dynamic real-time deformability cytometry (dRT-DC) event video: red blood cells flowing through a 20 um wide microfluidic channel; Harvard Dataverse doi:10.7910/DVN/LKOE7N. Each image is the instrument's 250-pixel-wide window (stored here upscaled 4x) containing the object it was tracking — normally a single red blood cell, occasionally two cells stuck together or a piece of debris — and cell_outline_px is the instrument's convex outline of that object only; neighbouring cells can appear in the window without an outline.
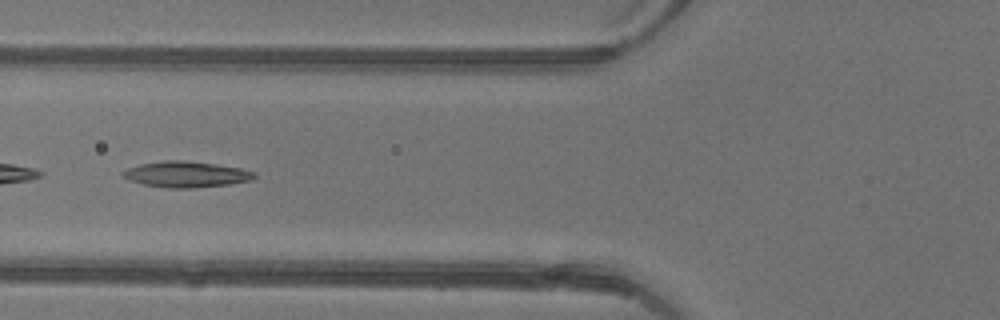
{"species": "common noctule bat (a hibernating species)", "species_latin": "Nyctalus noctula", "temperature_condition": "warm", "stored_images_in_passage": 32, "camera_frame_rate_fps": 3000, "um_per_image_px": 0.085, "animal": {"sex": "female"}, "frame": {"image": 1, "passage_image": 5, "time_ms": 1.333, "image_size_px": [1000, 320], "cell_outline_px": [[256, 176], [252, 180], [232, 184], [192, 188], [168, 188], [144, 184], [128, 180], [120, 176], [128, 168], [140, 164], [164, 160], [180, 160], [216, 164], [240, 168], [256, 172]], "centroid_in_image_um": [15.84, 14.82], "position_along_channel_um": 110.0, "area_um2": 19.88}}
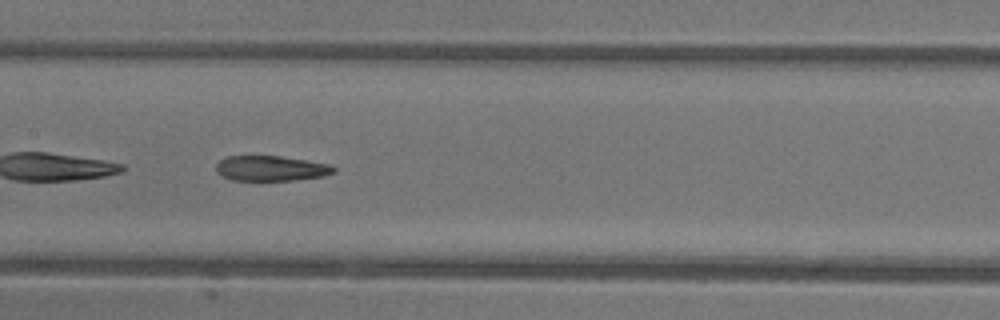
{"frame": {"image": 2, "passage_image": 10, "time_ms": 3.0, "image_size_px": [1000, 320], "cell_outline_px": [[336, 172], [324, 176], [296, 180], [232, 180], [220, 176], [216, 172], [216, 164], [220, 160], [228, 156], [280, 156], [328, 164], [336, 168]], "centroid_in_image_um": [23.01, 14.32], "position_along_channel_um": 184.4, "area_um2": 17.28}}
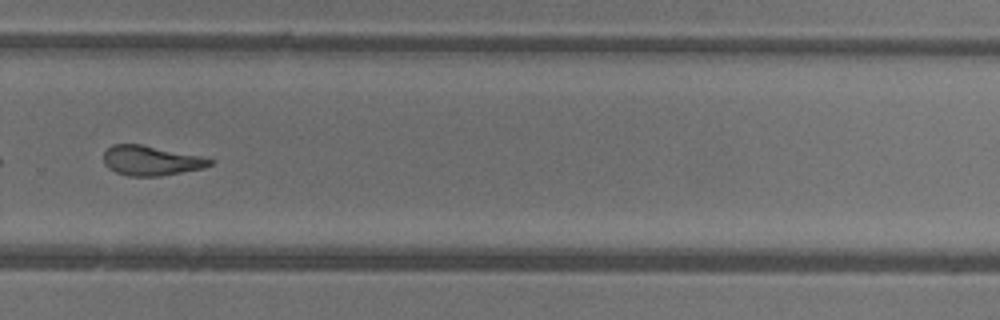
{"frame": {"image": 3, "passage_image": 19, "time_ms": 6.0, "image_size_px": [1000, 320], "cell_outline_px": [[216, 160], [212, 164], [204, 168], [160, 176], [128, 176], [116, 172], [108, 168], [104, 164], [104, 152], [112, 144], [140, 144], [200, 156]], "centroid_in_image_um": [12.83, 13.65], "position_along_channel_um": 317.0, "area_um2": 18.38}, "authors_computed_cell_mechanics": {"area_um2": 19.1607, "velocity_mm_per_s": 4.4325, "shape_relaxation_time_tau1_ms": null, "shape_relaxation_time_tau2_ms": 3.2638, "deformation_change_tau1": null, "deformation_change_tau2": 0.1274}}